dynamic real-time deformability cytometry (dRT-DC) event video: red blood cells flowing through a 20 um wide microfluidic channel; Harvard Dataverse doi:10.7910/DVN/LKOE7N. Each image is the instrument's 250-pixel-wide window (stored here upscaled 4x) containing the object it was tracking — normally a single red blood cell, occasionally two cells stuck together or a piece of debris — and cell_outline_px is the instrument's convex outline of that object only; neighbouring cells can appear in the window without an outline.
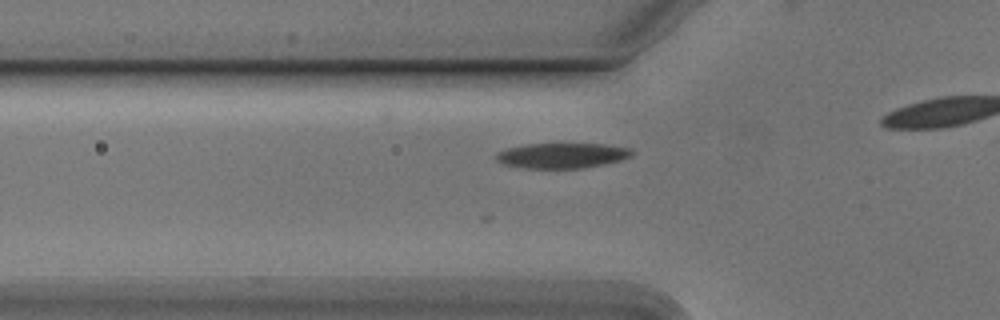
{"species": "Egyptian fruit bat (a non-hibernating species)", "species_latin": "Rousettus aegyptiacus", "temperature_condition": "cold", "stored_images_in_passage": 21, "camera_frame_rate_fps": 3000, "um_per_image_px": 0.085, "animal": {"sex": "male"}, "frame": {"image": 1, "passage_image": 5, "time_ms": 1.333, "image_size_px": [1000, 320], "cell_outline_px": [[636, 152], [632, 156], [620, 160], [604, 164], [584, 168], [524, 168], [504, 164], [496, 160], [496, 152], [508, 148], [524, 144], [604, 144], [632, 148]], "centroid_in_image_um": [47.81, 13.22], "position_along_channel_um": 78.0, "area_um2": 20.06}}
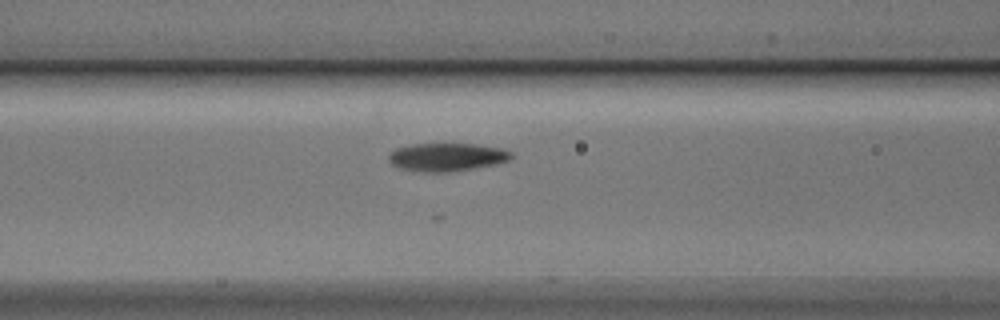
{"frame": {"image": 2, "passage_image": 9, "time_ms": 2.667, "image_size_px": [1000, 320], "cell_outline_px": [[512, 156], [508, 160], [496, 164], [476, 168], [448, 172], [424, 172], [400, 168], [392, 164], [388, 160], [388, 156], [396, 148], [412, 144], [476, 144], [504, 148], [512, 152]], "centroid_in_image_um": [38.01, 13.35], "position_along_channel_um": 128.6, "area_um2": 20.11}}